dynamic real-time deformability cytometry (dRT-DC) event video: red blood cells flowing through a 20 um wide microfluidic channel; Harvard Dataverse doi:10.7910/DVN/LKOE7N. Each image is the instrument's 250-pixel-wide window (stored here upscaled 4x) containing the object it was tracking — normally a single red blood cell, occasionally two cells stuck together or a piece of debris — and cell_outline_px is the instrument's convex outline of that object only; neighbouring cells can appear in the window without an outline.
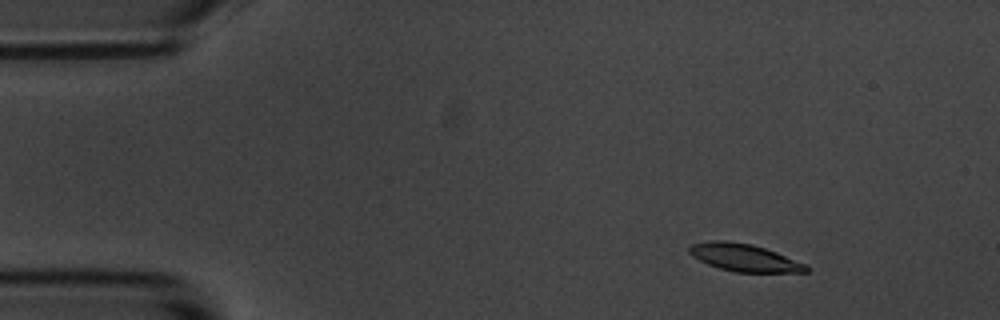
{"species": "common noctule bat (a hibernating species)", "species_latin": "Nyctalus noctula", "temperature_condition": "room temperature", "stored_images_in_passage": 9, "camera_frame_rate_fps": 3000, "um_per_image_px": 0.085, "animal": {"sex": "male", "body_mass_g": 20.1, "forearm_length_mm": 53.5}, "frame": {"image": 1, "passage_image": 1, "time_ms": 0.0, "image_size_px": [1000, 320], "cell_outline_px": [[812, 268], [808, 272], [736, 272], [720, 268], [708, 264], [692, 256], [688, 252], [688, 248], [692, 244], [712, 240], [728, 240], [752, 244], [776, 252], [808, 264]], "centroid_in_image_um": [63.3, 21.89], "position_along_channel_um": 21.7, "area_um2": 18.84}}
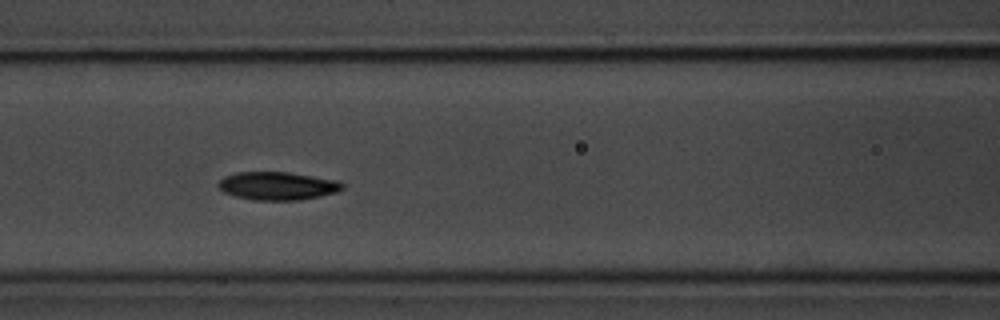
{"frame": {"image": 2, "passage_image": 6, "time_ms": 5.667, "image_size_px": [1000, 320], "cell_outline_px": [[344, 188], [336, 192], [320, 196], [300, 200], [252, 200], [236, 196], [224, 192], [216, 184], [224, 176], [236, 172], [288, 172], [332, 180], [344, 184]], "centroid_in_image_um": [23.54, 15.8], "position_along_channel_um": 143.1, "area_um2": 20.11}}
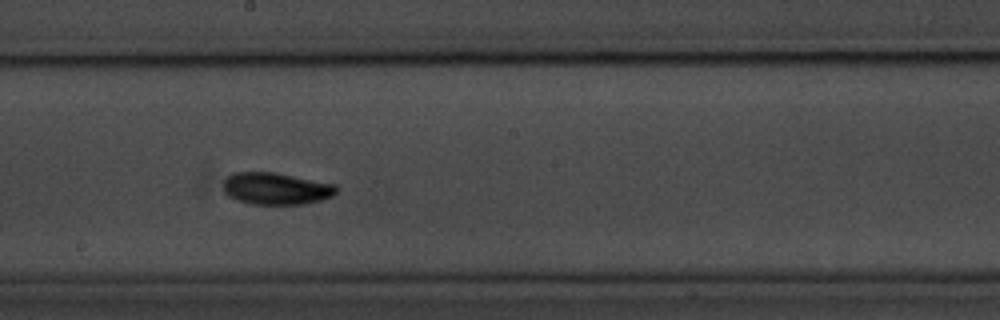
{"frame": {"image": 3, "passage_image": 8, "time_ms": 8.0, "image_size_px": [1000, 320], "cell_outline_px": [[340, 188], [332, 196], [320, 200], [304, 204], [252, 204], [236, 200], [228, 196], [224, 192], [224, 180], [232, 172], [276, 172], [336, 184]], "centroid_in_image_um": [23.48, 16.02], "position_along_channel_um": 224.7, "area_um2": 21.27}}